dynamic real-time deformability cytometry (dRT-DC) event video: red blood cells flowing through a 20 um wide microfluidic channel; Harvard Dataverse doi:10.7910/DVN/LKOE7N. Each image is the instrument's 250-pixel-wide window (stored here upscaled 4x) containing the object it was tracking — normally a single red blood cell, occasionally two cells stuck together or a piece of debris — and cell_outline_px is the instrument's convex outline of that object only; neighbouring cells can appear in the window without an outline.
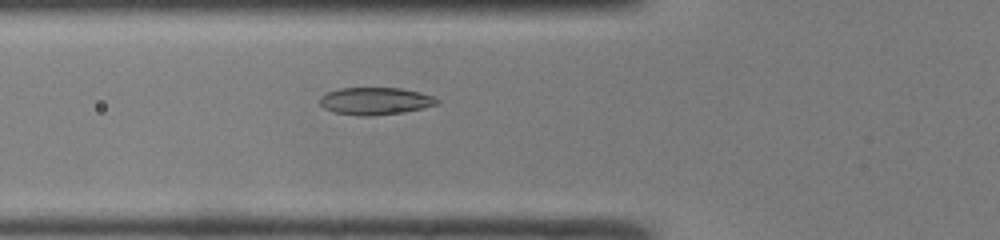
{"species": "common noctule bat (a hibernating species)", "species_latin": "Nyctalus noctula", "temperature_condition": "room temperature", "stored_images_in_passage": 33, "camera_frame_rate_fps": 3000, "um_per_image_px": 0.085, "animal": {"sex": "male", "body_mass_g": 19.0, "forearm_length_mm": 50.8}, "frame": {"image": 1, "passage_image": 3, "time_ms": 0.667, "image_size_px": [1000, 240], "cell_outline_px": [[440, 104], [424, 108], [404, 112], [368, 116], [356, 116], [332, 112], [324, 108], [320, 104], [320, 96], [328, 92], [340, 88], [400, 88], [420, 92], [432, 96], [440, 100]], "centroid_in_image_um": [31.91, 8.59], "position_along_channel_um": 93.9, "area_um2": 18.84}}
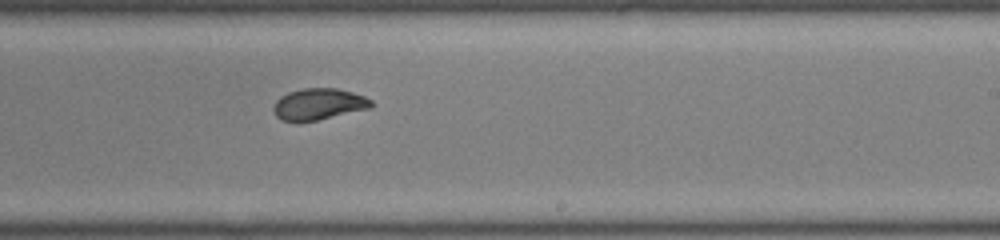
{"frame": {"image": 2, "passage_image": 15, "time_ms": 4.667, "image_size_px": [1000, 240], "cell_outline_px": [[372, 108], [316, 120], [296, 124], [280, 120], [276, 116], [272, 108], [276, 100], [280, 96], [288, 92], [304, 88], [336, 88], [352, 92], [364, 96], [372, 100]], "centroid_in_image_um": [27.04, 8.87], "position_along_channel_um": 262.0, "area_um2": 18.26}}
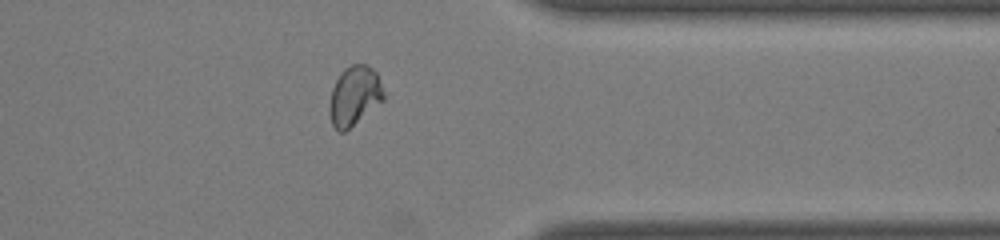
{"frame": {"image": 3, "passage_image": 24, "time_ms": 7.667, "image_size_px": [1000, 240], "cell_outline_px": [[388, 96], [384, 100], [344, 132], [340, 132], [332, 124], [328, 112], [328, 104], [332, 88], [340, 72], [344, 68], [352, 64], [368, 64], [376, 72]], "centroid_in_image_um": [30.14, 8.12], "position_along_channel_um": 381.3, "area_um2": 19.13}, "authors_computed_cell_mechanics": {"area_um2": 18.3804, "velocity_mm_per_s": 4.212, "shape_relaxation_time_tau1_ms": 5.517, "shape_relaxation_time_tau2_ms": 0.7956, "deformation_change_tau1": 0.2029, "deformation_change_tau2": 0.0499}}